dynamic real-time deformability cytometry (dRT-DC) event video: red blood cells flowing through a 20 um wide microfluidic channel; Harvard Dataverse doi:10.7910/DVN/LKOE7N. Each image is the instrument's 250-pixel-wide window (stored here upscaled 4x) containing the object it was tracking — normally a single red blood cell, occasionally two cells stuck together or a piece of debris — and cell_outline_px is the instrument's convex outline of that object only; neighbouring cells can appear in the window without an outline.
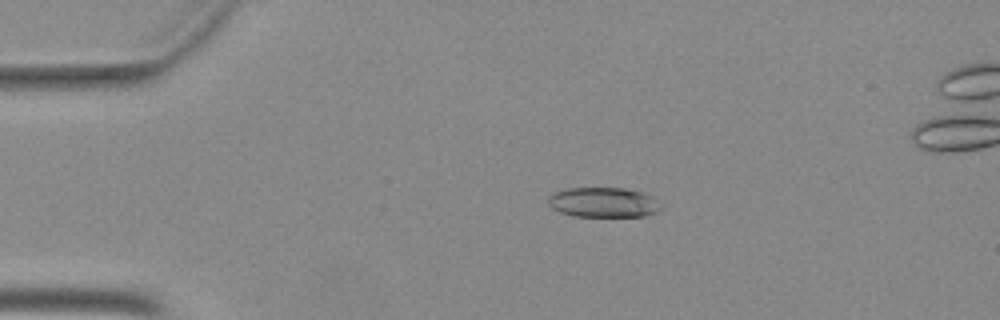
{"species": "Egyptian fruit bat (a non-hibernating species)", "species_latin": "Rousettus aegyptiacus", "temperature_condition": "warm", "stored_images_in_passage": 45, "camera_frame_rate_fps": 3000, "um_per_image_px": 0.085, "animal": {"sex": "female"}, "frame": {"image": 1, "passage_image": 5, "time_ms": 1.333, "image_size_px": [1000, 320], "cell_outline_px": [[664, 204], [656, 212], [648, 216], [572, 216], [560, 212], [552, 208], [548, 204], [548, 196], [556, 192], [568, 188], [624, 188], [640, 192], [652, 196]], "centroid_in_image_um": [51.31, 17.21], "position_along_channel_um": 33.7, "area_um2": 19.77}}
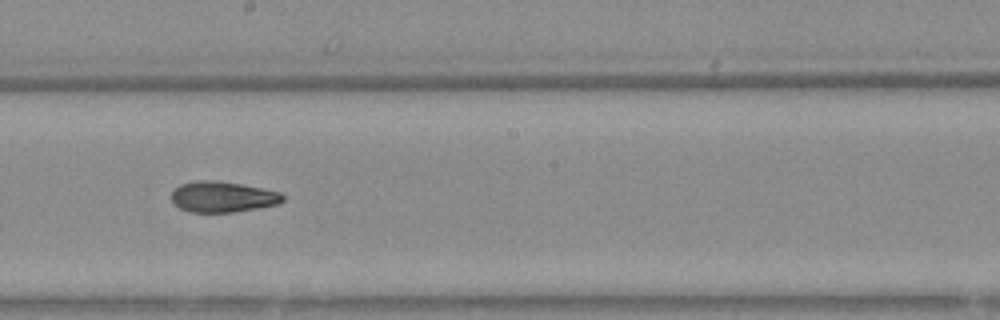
{"frame": {"image": 2, "passage_image": 23, "time_ms": 7.333, "image_size_px": [1000, 320], "cell_outline_px": [[284, 200], [280, 204], [232, 212], [192, 212], [180, 208], [172, 200], [172, 192], [180, 184], [192, 180], [216, 180], [240, 184], [280, 192], [284, 196]], "centroid_in_image_um": [18.92, 16.72], "position_along_channel_um": 229.3, "area_um2": 19.88}}
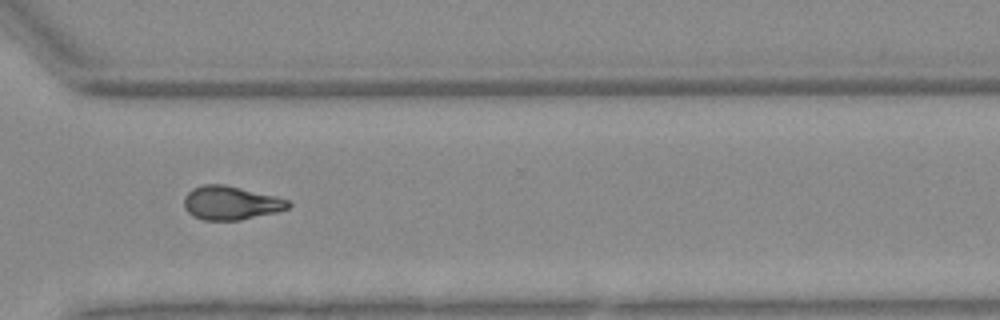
{"frame": {"image": 3, "passage_image": 32, "time_ms": 10.333, "image_size_px": [1000, 320], "cell_outline_px": [[292, 204], [288, 208], [276, 212], [240, 220], [204, 220], [192, 216], [184, 208], [184, 196], [192, 188], [204, 184], [224, 184], [276, 196], [288, 200]], "centroid_in_image_um": [19.6, 17.24], "position_along_channel_um": 351.0, "area_um2": 20.52}}